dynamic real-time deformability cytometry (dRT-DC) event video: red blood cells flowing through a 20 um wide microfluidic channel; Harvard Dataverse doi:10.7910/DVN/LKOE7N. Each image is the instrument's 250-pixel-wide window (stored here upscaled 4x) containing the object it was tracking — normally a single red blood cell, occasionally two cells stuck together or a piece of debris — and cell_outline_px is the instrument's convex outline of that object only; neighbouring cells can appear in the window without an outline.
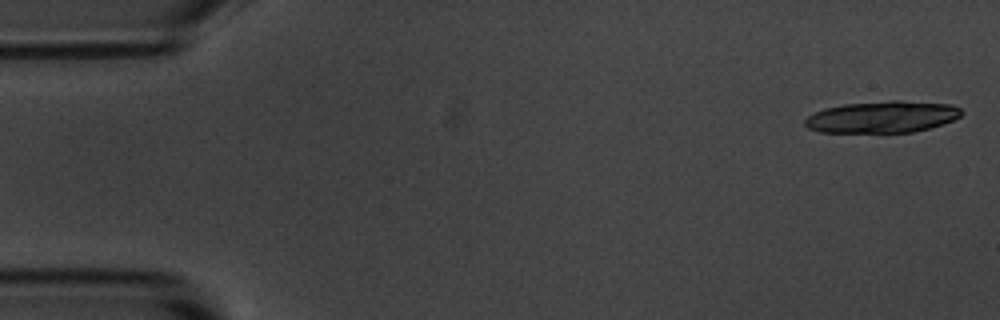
{"species": "common noctule bat (a hibernating species)", "species_latin": "Nyctalus noctula", "temperature_condition": "room temperature", "stored_images_in_passage": 6, "camera_frame_rate_fps": 3000, "um_per_image_px": 0.085, "animal": {"sex": "male", "body_mass_g": 20.1, "forearm_length_mm": 53.5}, "frame": {"image": 1, "passage_image": 1, "time_ms": 0.0, "image_size_px": [1000, 320], "cell_outline_px": [[964, 112], [960, 116], [952, 120], [928, 128], [912, 132], [820, 132], [808, 128], [804, 124], [804, 120], [808, 116], [824, 108], [844, 104], [892, 100], [900, 100], [952, 104], [960, 108]], "centroid_in_image_um": [74.99, 9.92], "position_along_channel_um": 10.0, "area_um2": 28.84}}